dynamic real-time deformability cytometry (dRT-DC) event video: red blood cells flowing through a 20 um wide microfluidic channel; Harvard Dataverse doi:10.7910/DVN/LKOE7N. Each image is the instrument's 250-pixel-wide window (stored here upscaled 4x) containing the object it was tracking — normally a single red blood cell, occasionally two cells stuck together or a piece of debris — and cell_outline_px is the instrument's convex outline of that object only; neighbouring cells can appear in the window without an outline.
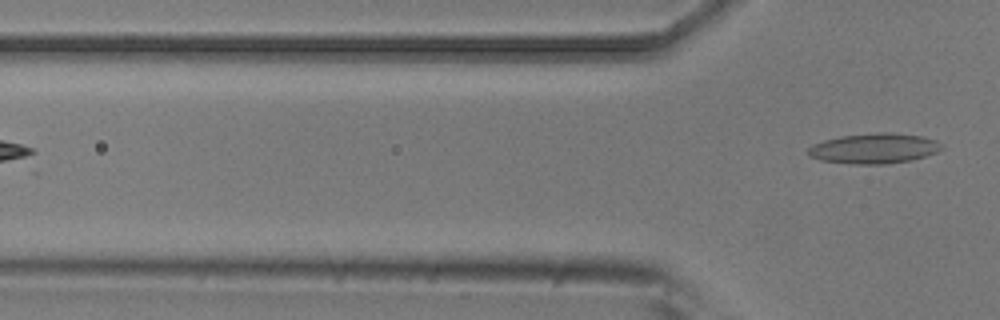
{"species": "common noctule bat (a hibernating species)", "species_latin": "Nyctalus noctula", "temperature_condition": "room temperature", "stored_images_in_passage": 6, "camera_frame_rate_fps": 3000, "um_per_image_px": 0.085, "animal": {"sex": "male", "body_mass_g": 20.5, "forearm_length_mm": 52.5}, "frame": {"image": 1, "passage_image": 6, "time_ms": 1.667, "image_size_px": [1000, 320], "cell_outline_px": [[944, 148], [936, 152], [912, 160], [884, 164], [852, 164], [820, 160], [808, 156], [804, 152], [812, 144], [824, 140], [840, 136], [876, 132], [888, 132], [920, 136], [936, 140]], "centroid_in_image_um": [74.24, 12.62], "position_along_channel_um": 51.6, "area_um2": 23.64}}